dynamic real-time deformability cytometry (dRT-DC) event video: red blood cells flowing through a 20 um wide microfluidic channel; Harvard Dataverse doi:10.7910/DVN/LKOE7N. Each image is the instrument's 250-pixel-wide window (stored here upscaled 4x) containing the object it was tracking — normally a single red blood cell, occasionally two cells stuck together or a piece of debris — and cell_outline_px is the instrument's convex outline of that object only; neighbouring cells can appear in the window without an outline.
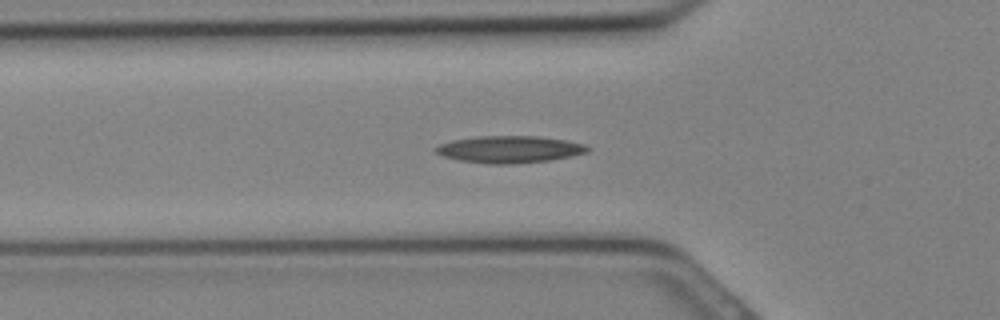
{"species": "Egyptian fruit bat (a non-hibernating species)", "species_latin": "Rousettus aegyptiacus", "temperature_condition": "cold", "stored_images_in_passage": 25, "camera_frame_rate_fps": 3000, "um_per_image_px": 0.085, "animal": {"sex": "female"}, "frame": {"image": 1, "passage_image": 6, "time_ms": 1.667, "image_size_px": [1000, 320], "cell_outline_px": [[592, 148], [588, 152], [548, 160], [512, 164], [488, 164], [460, 160], [444, 156], [432, 152], [432, 148], [440, 144], [452, 140], [476, 136], [536, 136], [568, 140], [584, 144]], "centroid_in_image_um": [43.27, 12.68], "position_along_channel_um": 82.5, "area_um2": 23.99}}
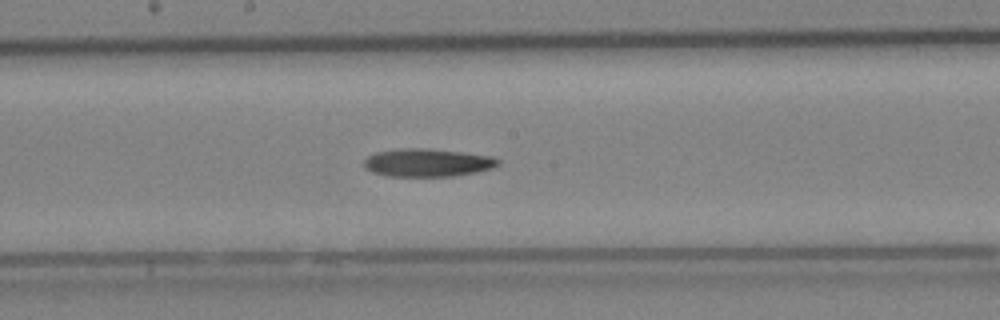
{"frame": {"image": 2, "passage_image": 12, "time_ms": 3.667, "image_size_px": [1000, 320], "cell_outline_px": [[500, 164], [492, 168], [476, 172], [452, 176], [388, 176], [372, 172], [364, 168], [364, 160], [368, 156], [376, 152], [400, 148], [428, 148], [492, 156], [500, 160]], "centroid_in_image_um": [36.32, 13.82], "position_along_channel_um": 211.9, "area_um2": 21.91}}
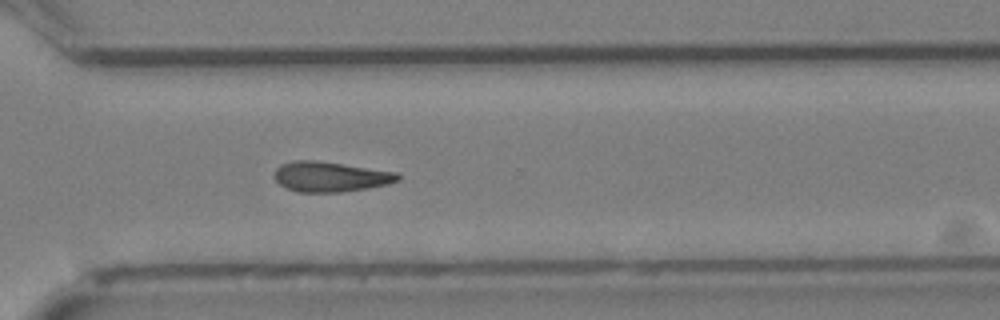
{"frame": {"image": 3, "passage_image": 18, "time_ms": 5.667, "image_size_px": [1000, 320], "cell_outline_px": [[400, 180], [388, 184], [340, 192], [296, 192], [280, 184], [272, 176], [272, 172], [280, 164], [292, 160], [312, 160], [396, 172], [400, 176]], "centroid_in_image_um": [28.01, 15.02], "position_along_channel_um": 342.6, "area_um2": 21.5}}